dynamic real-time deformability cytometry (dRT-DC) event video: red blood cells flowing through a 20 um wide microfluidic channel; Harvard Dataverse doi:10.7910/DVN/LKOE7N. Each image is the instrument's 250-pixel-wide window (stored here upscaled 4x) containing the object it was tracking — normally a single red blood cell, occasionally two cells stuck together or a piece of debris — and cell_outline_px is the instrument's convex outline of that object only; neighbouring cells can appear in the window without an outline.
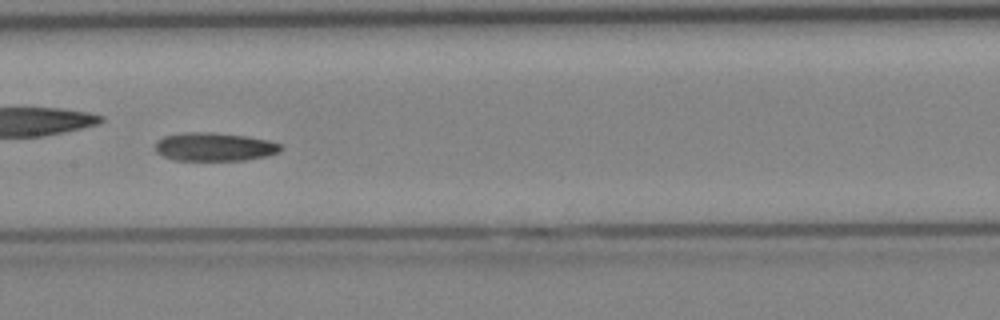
{"species": "Egyptian fruit bat (a non-hibernating species)", "species_latin": "Rousettus aegyptiacus", "temperature_condition": "cold", "stored_images_in_passage": 39, "camera_frame_rate_fps": 3000, "um_per_image_px": 0.085, "animal": {"sex": "female"}, "frame": {"image": 1, "passage_image": 17, "time_ms": 5.333, "image_size_px": [1000, 320], "cell_outline_px": [[284, 148], [280, 152], [264, 156], [244, 160], [172, 160], [156, 152], [156, 140], [164, 136], [184, 132], [212, 132], [248, 136], [268, 140], [280, 144]], "centroid_in_image_um": [18.22, 12.47], "position_along_channel_um": 189.2, "area_um2": 20.87}}
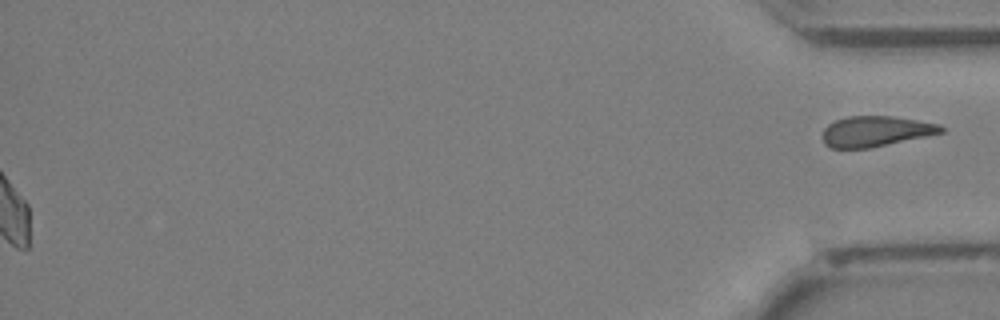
{"frame": {"image": 2, "passage_image": 39, "time_ms": 12.667, "image_size_px": [1000, 320], "cell_outline_px": [[944, 132], [868, 148], [832, 148], [824, 144], [824, 128], [828, 124], [836, 120], [848, 116], [892, 116], [940, 124], [944, 128]], "centroid_in_image_um": [74.42, 11.15], "position_along_channel_um": 360.8, "area_um2": 20.75}}